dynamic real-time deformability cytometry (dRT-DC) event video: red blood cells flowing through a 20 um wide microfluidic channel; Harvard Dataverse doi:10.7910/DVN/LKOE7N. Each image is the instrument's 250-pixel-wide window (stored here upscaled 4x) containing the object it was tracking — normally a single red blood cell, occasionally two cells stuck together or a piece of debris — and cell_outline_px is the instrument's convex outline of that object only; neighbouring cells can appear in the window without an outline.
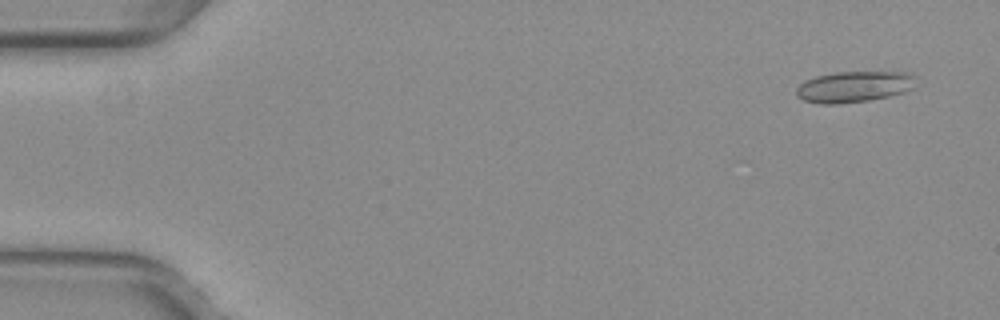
{"species": "common noctule bat (a hibernating species)", "species_latin": "Nyctalus noctula", "temperature_condition": "warm", "stored_images_in_passage": 52, "camera_frame_rate_fps": 3000, "um_per_image_px": 0.085, "animal": {"sex": "female", "body_mass_g": 29.2, "forearm_length_mm": 56.3}, "frame": {"image": 1, "passage_image": 3, "time_ms": 0.667, "image_size_px": [1000, 320], "cell_outline_px": [[916, 88], [904, 92], [888, 96], [868, 100], [840, 104], [820, 104], [804, 100], [796, 96], [796, 88], [804, 80], [816, 76], [836, 72], [908, 72], [916, 76]], "centroid_in_image_um": [72.62, 7.37], "position_along_channel_um": 12.4, "area_um2": 21.91}}
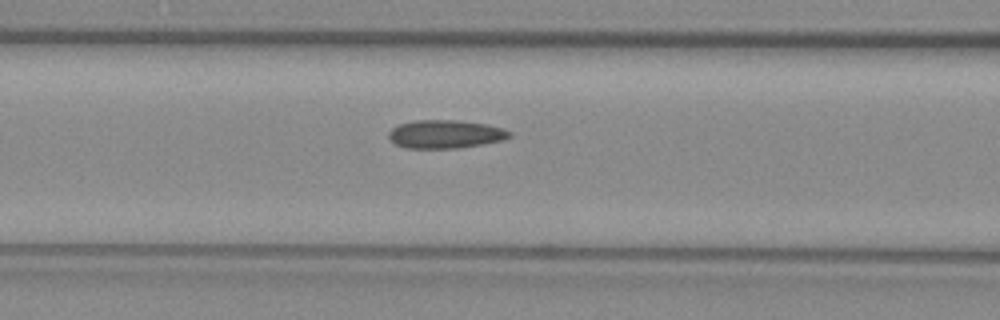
{"frame": {"image": 2, "passage_image": 22, "time_ms": 7.0, "image_size_px": [1000, 320], "cell_outline_px": [[512, 136], [504, 140], [460, 148], [408, 148], [396, 144], [388, 136], [388, 132], [392, 128], [400, 124], [416, 120], [456, 120], [488, 124], [504, 128], [512, 132]], "centroid_in_image_um": [37.91, 11.4], "position_along_channel_um": 128.7, "area_um2": 20.0}}
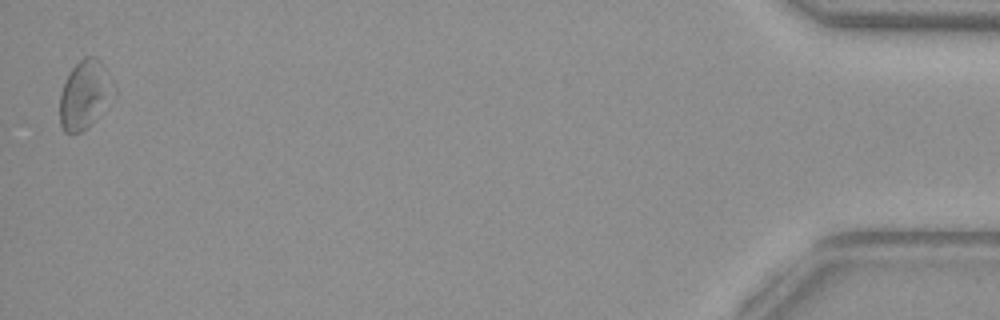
{"frame": {"image": 3, "passage_image": 52, "time_ms": 17.0, "image_size_px": [1000, 320], "cell_outline_px": [[116, 96], [88, 128], [80, 132], [64, 132], [60, 124], [60, 92], [72, 68], [84, 56], [96, 56], [104, 64], [116, 88]], "centroid_in_image_um": [7.26, 8.03], "position_along_channel_um": 427.9, "area_um2": 21.91}, "authors_computed_cell_mechanics": {"area_um2": 20.0566, "velocity_mm_per_s": 3.9505, "shape_relaxation_time_tau1_ms": null, "shape_relaxation_time_tau2_ms": 6.9959, "deformation_change_tau1": null, "deformation_change_tau2": 0.099}}